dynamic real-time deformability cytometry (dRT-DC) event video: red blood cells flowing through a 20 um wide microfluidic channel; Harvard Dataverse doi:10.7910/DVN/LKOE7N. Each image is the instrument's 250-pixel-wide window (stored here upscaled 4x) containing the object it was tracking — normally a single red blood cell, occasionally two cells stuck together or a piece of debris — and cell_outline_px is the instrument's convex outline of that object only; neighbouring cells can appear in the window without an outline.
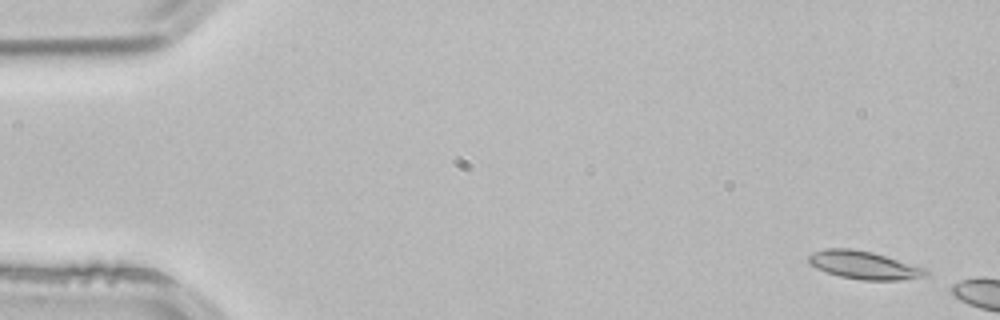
{"species": "common noctule bat (a hibernating species)", "species_latin": "Nyctalus noctula", "temperature_condition": "room temperature", "stored_images_in_passage": 6, "camera_frame_rate_fps": 3000, "um_per_image_px": 0.085, "animal": {"sex": "male", "body_mass_g": 21.5, "forearm_length_mm": 52.0}, "frame": {"image": 1, "passage_image": 1, "time_ms": 0.0, "image_size_px": [1000, 320], "cell_outline_px": [[928, 276], [900, 280], [860, 280], [840, 276], [816, 268], [808, 264], [808, 256], [812, 252], [824, 248], [848, 248], [872, 252], [924, 268], [928, 272]], "centroid_in_image_um": [73.39, 22.53], "position_along_channel_um": 11.6, "area_um2": 19.02}}
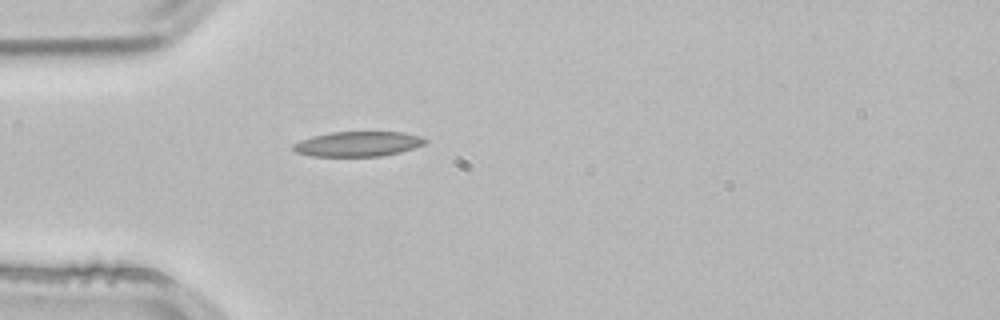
{"frame": {"image": 2, "passage_image": 6, "time_ms": 1.667, "image_size_px": [1000, 320], "cell_outline_px": [[428, 140], [424, 144], [400, 152], [380, 156], [312, 156], [296, 152], [292, 148], [292, 144], [300, 140], [312, 136], [332, 132], [400, 132], [420, 136]], "centroid_in_image_um": [30.39, 12.23], "position_along_channel_um": 54.6, "area_um2": 19.07}}